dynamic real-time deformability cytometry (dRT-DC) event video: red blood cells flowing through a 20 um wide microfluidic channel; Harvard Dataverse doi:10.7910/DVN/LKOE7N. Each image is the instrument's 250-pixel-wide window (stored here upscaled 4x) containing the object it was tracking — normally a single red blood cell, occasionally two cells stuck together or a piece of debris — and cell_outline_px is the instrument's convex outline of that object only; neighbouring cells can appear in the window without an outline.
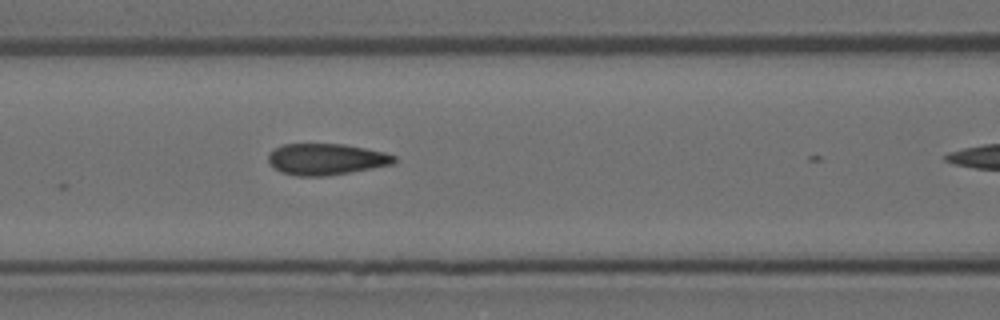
{"species": "Egyptian fruit bat (a non-hibernating species)", "species_latin": "Rousettus aegyptiacus", "temperature_condition": "room temperature", "stored_images_in_passage": 4, "camera_frame_rate_fps": 3000, "um_per_image_px": 0.085, "animal": {"sex": "female"}, "frame": {"image": 1, "passage_image": 3, "time_ms": 0.667, "image_size_px": [1000, 320], "cell_outline_px": [[396, 160], [392, 164], [372, 168], [328, 176], [296, 176], [280, 172], [268, 160], [268, 152], [284, 144], [344, 144], [384, 152], [396, 156]], "centroid_in_image_um": [27.71, 13.53], "position_along_channel_um": 138.9, "area_um2": 22.89}}